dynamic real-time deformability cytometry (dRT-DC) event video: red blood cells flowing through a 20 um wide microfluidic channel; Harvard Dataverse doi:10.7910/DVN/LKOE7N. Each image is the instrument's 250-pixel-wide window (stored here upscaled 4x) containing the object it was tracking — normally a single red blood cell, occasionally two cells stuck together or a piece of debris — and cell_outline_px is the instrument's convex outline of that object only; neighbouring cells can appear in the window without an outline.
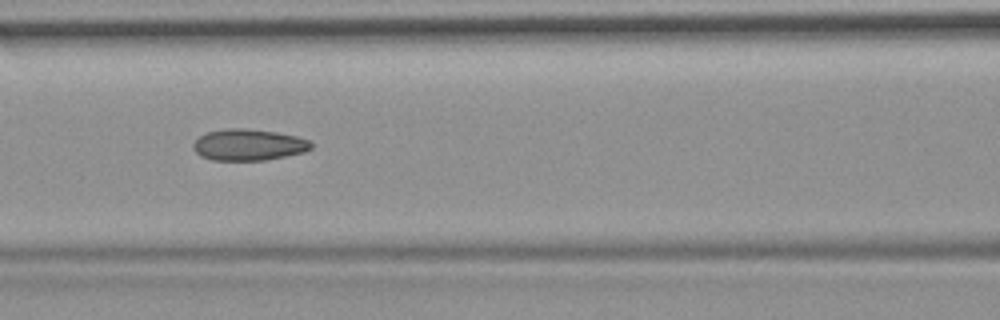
{"species": "common noctule bat (a hibernating species)", "species_latin": "Nyctalus noctula", "temperature_condition": "room temperature", "stored_images_in_passage": 5, "camera_frame_rate_fps": 3000, "um_per_image_px": 0.085, "animal": {"sex": "female", "body_mass_g": 19.9}, "frame": {"image": 1, "passage_image": 5, "time_ms": 4.333, "image_size_px": [1000, 320], "cell_outline_px": [[312, 148], [304, 152], [264, 160], [212, 160], [200, 156], [192, 148], [192, 144], [200, 136], [208, 132], [232, 128], [244, 128], [276, 132], [296, 136], [308, 140], [312, 144]], "centroid_in_image_um": [21.11, 12.31], "position_along_channel_um": 145.5, "area_um2": 21.39}}